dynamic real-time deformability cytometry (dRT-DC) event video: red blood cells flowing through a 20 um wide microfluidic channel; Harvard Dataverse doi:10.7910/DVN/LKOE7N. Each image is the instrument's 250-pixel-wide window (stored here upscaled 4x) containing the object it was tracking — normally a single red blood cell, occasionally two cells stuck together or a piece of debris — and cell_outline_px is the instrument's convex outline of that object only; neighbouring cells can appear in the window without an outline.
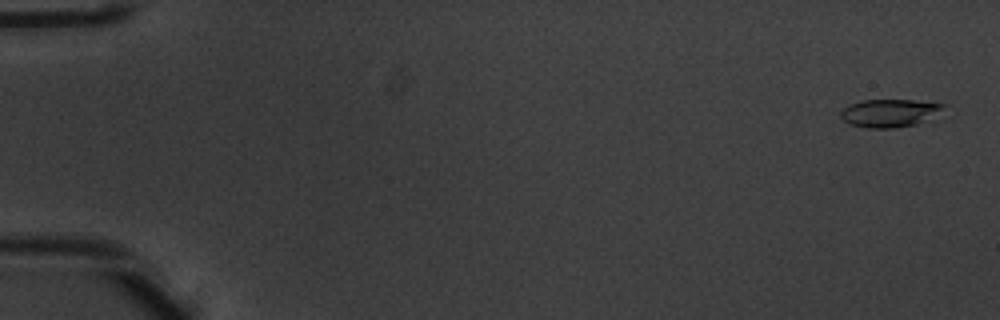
{"species": "common noctule bat (a hibernating species)", "species_latin": "Nyctalus noctula", "temperature_condition": "warm", "stored_images_in_passage": 52, "camera_frame_rate_fps": 3000, "um_per_image_px": 0.085, "animal": {"sex": "male", "body_mass_g": 20.1, "forearm_length_mm": 53.5}, "frame": {"image": 1, "passage_image": 2, "time_ms": 0.333, "image_size_px": [1000, 320], "cell_outline_px": [[948, 104], [916, 124], [896, 128], [868, 128], [848, 124], [840, 116], [840, 112], [848, 104], [864, 100], [912, 100]], "centroid_in_image_um": [75.5, 9.6], "position_along_channel_um": 9.5, "area_um2": 16.36}}
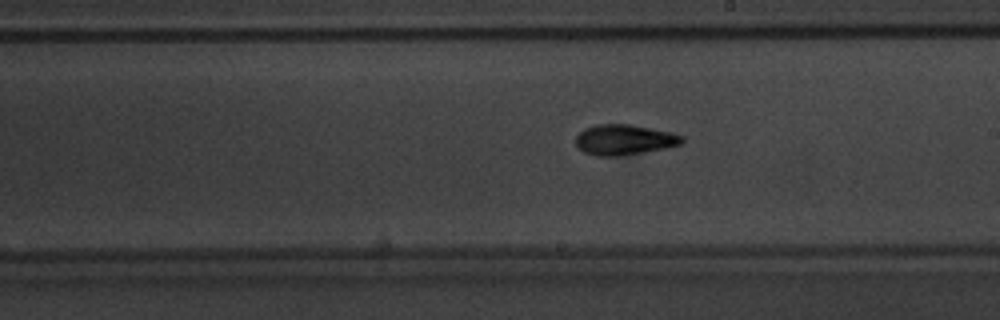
{"frame": {"image": 2, "passage_image": 31, "time_ms": 10.0, "image_size_px": [1000, 320], "cell_outline_px": [[684, 140], [680, 144], [664, 148], [616, 156], [596, 156], [584, 152], [576, 144], [576, 136], [584, 128], [596, 124], [632, 124], [672, 132], [684, 136]], "centroid_in_image_um": [53.06, 11.86], "position_along_channel_um": 235.9, "area_um2": 18.73}}
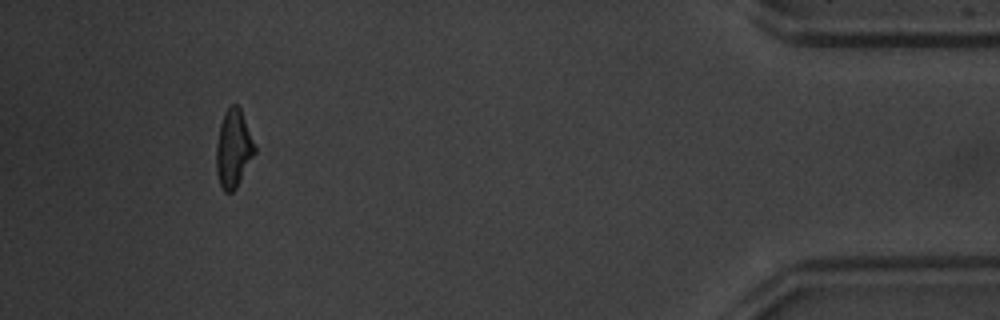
{"frame": {"image": 3, "passage_image": 49, "time_ms": 16.0, "image_size_px": [1000, 320], "cell_outline_px": [[256, 152], [236, 188], [232, 192], [224, 192], [220, 184], [216, 172], [216, 144], [220, 124], [224, 112], [232, 104], [236, 104], [240, 108], [256, 144]], "centroid_in_image_um": [19.85, 12.63], "position_along_channel_um": 415.4, "area_um2": 17.57}, "authors_computed_cell_mechanics": {"area_um2": 17.5712, "velocity_mm_per_s": 3.9635, "shape_relaxation_time_tau1_ms": 2.7858, "shape_relaxation_time_tau2_ms": 3.1693, "deformation_change_tau1": 0.1499, "deformation_change_tau2": 0.1062}}